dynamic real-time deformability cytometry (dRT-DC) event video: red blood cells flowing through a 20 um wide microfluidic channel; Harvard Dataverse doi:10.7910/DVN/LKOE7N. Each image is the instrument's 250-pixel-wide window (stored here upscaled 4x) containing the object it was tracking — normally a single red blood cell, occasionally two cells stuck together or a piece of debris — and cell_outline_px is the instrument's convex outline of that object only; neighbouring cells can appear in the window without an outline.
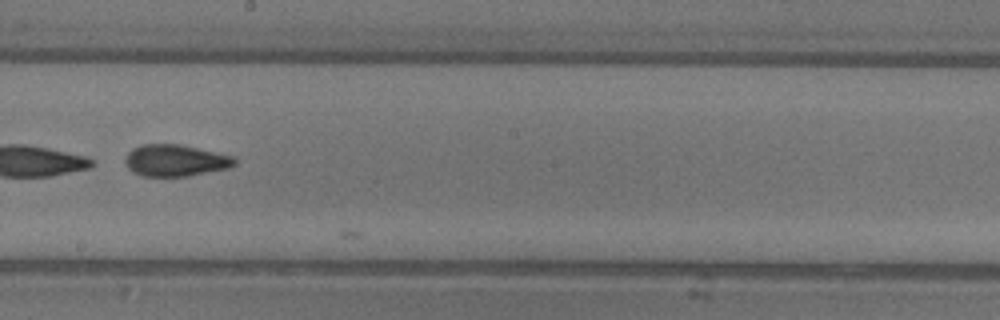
{"species": "common noctule bat (a hibernating species)", "species_latin": "Nyctalus noctula", "temperature_condition": "warm", "stored_images_in_passage": 14, "camera_frame_rate_fps": 3000, "um_per_image_px": 0.085, "animal": {"sex": "female"}, "frame": {"image": 1, "passage_image": 13, "time_ms": 4.0, "image_size_px": [1000, 320], "cell_outline_px": [[236, 164], [228, 168], [188, 176], [140, 176], [132, 172], [128, 168], [124, 160], [128, 152], [132, 148], [140, 144], [180, 144], [236, 156]], "centroid_in_image_um": [14.9, 13.63], "position_along_channel_um": 233.3, "area_um2": 20.46}}